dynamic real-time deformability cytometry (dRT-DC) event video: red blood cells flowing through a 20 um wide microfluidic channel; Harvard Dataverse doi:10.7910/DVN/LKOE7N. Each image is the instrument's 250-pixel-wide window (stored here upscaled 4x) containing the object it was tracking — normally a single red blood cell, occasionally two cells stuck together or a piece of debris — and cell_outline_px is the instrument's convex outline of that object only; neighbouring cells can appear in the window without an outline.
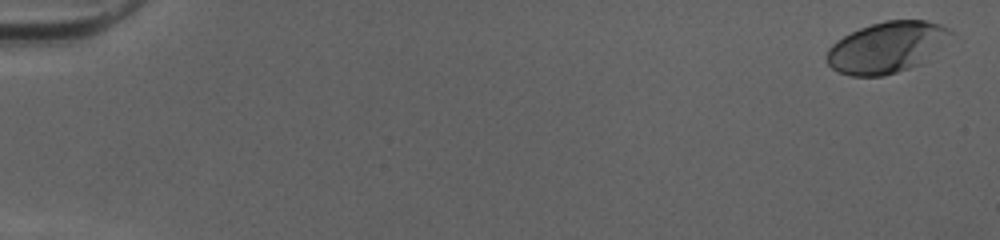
{"species": "human", "species_latin": "Homo sapiens", "temperature_condition": "cold", "stored_images_in_passage": 52, "camera_frame_rate_fps": 3000, "um_per_image_px": 0.085, "donor": {"sex": "female"}, "frame": {"image": 1, "passage_image": 2, "time_ms": 0.333, "image_size_px": [1000, 240], "cell_outline_px": [[952, 32], [920, 64], [884, 76], [852, 76], [840, 72], [832, 68], [828, 64], [824, 56], [828, 48], [836, 40], [860, 28], [884, 20], [924, 20], [940, 24], [948, 28]], "centroid_in_image_um": [75.27, 4.02], "position_along_channel_um": 9.7, "area_um2": 36.18}}
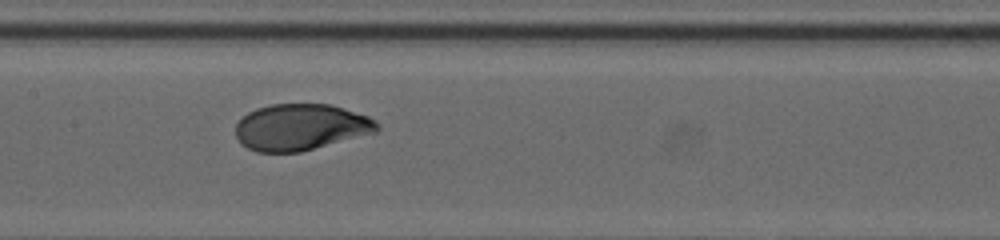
{"frame": {"image": 2, "passage_image": 28, "time_ms": 9.0, "image_size_px": [1000, 240], "cell_outline_px": [[380, 128], [376, 132], [300, 152], [256, 152], [240, 144], [236, 136], [236, 124], [248, 112], [256, 108], [272, 104], [328, 104], [344, 108], [368, 116], [376, 120], [380, 124]], "centroid_in_image_um": [25.56, 10.81], "position_along_channel_um": 181.8, "area_um2": 38.26}}
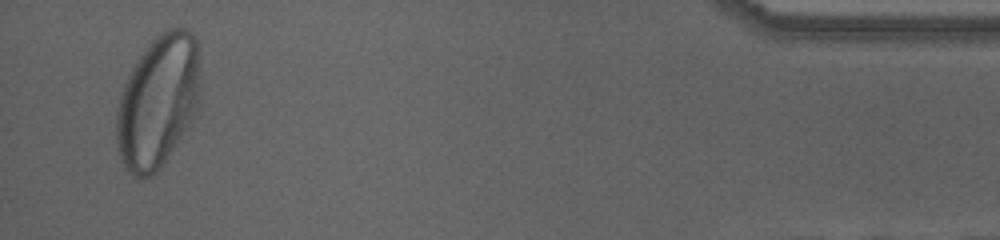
{"frame": {"image": 3, "passage_image": 51, "time_ms": 16.667, "image_size_px": [1000, 240], "cell_outline_px": [[200, 88], [192, 116], [188, 124], [156, 172], [148, 176], [132, 176], [128, 172], [120, 160], [116, 140], [116, 112], [120, 96], [124, 84], [132, 68], [148, 44], [160, 32], [168, 28], [184, 28], [192, 32], [196, 36], [200, 68]], "centroid_in_image_um": [13.41, 8.56], "position_along_channel_um": 421.8, "area_um2": 63.98}, "authors_computed_cell_mechanics": {"area_um2": 38.3214, "velocity_mm_per_s": 4.0164, "shape_relaxation_time_tau1_ms": 3.1072, "shape_relaxation_time_tau2_ms": null, "deformation_change_tau1": 0.1732, "deformation_change_tau2": null}}